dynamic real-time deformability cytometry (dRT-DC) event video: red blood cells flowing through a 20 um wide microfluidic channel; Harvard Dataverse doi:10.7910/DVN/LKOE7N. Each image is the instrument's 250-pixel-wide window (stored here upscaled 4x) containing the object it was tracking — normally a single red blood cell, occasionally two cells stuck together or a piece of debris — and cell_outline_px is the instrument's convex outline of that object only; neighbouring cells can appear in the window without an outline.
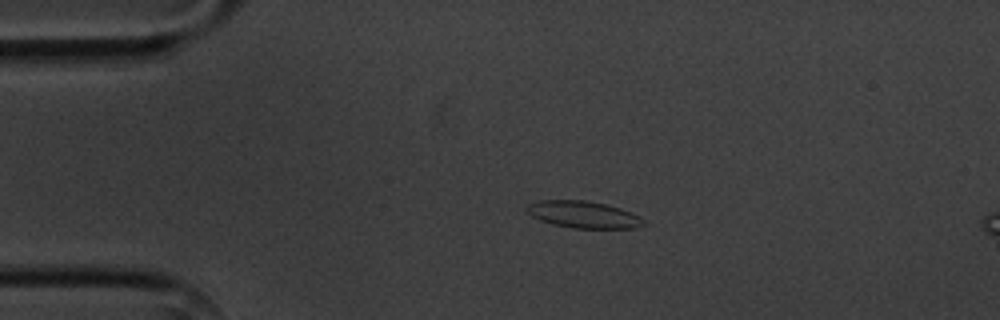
{"species": "common noctule bat (a hibernating species)", "species_latin": "Nyctalus noctula", "temperature_condition": "cold", "stored_images_in_passage": 4, "camera_frame_rate_fps": 3000, "um_per_image_px": 0.085, "animal": {"sex": "male", "body_mass_g": 20.1, "forearm_length_mm": 53.5}, "frame": {"image": 1, "passage_image": 3, "time_ms": 2.0, "image_size_px": [1000, 320], "cell_outline_px": [[644, 224], [636, 228], [572, 228], [552, 224], [540, 220], [532, 216], [524, 208], [528, 204], [540, 200], [584, 200], [604, 204], [620, 208], [640, 216], [644, 220]], "centroid_in_image_um": [49.57, 18.24], "position_along_channel_um": 35.4, "area_um2": 18.26}}